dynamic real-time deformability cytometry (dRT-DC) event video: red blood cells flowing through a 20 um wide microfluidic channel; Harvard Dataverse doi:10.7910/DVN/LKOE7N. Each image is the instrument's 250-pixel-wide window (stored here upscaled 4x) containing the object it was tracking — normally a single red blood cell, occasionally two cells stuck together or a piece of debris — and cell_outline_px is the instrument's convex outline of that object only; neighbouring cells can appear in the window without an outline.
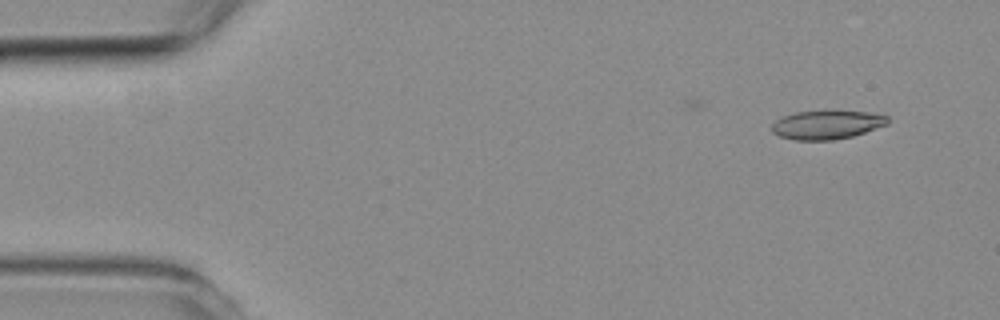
{"species": "common noctule bat (a hibernating species)", "species_latin": "Nyctalus noctula", "temperature_condition": "room temperature", "stored_images_in_passage": 4, "camera_frame_rate_fps": 3000, "um_per_image_px": 0.085, "animal": {"sex": "female", "body_mass_g": 19.3, "forearm_length_mm": 54.1}, "frame": {"image": 1, "passage_image": 1, "time_ms": 0.0, "image_size_px": [1000, 320], "cell_outline_px": [[888, 124], [852, 136], [832, 140], [796, 140], [780, 136], [772, 132], [772, 124], [776, 120], [784, 116], [796, 112], [864, 112], [888, 116]], "centroid_in_image_um": [70.26, 10.62], "position_along_channel_um": 14.7, "area_um2": 18.84}}
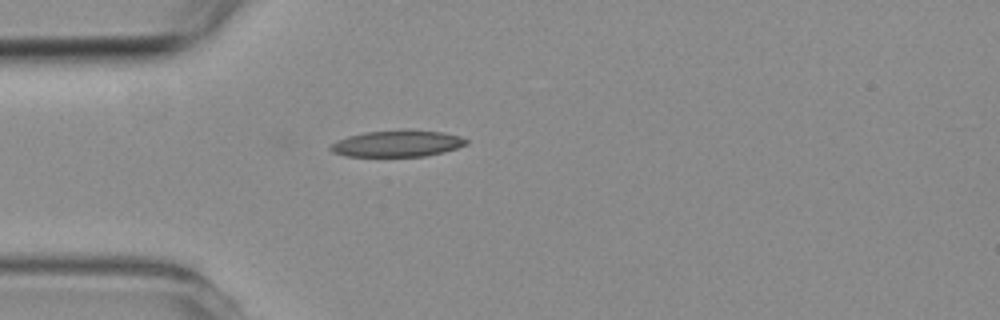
{"frame": {"image": 2, "passage_image": 4, "time_ms": 3.333, "image_size_px": [1000, 320], "cell_outline_px": [[468, 144], [444, 152], [424, 156], [344, 156], [332, 152], [328, 148], [332, 144], [348, 136], [364, 132], [440, 132], [460, 136], [468, 140]], "centroid_in_image_um": [33.75, 12.24], "position_along_channel_um": 51.2, "area_um2": 20.06}}